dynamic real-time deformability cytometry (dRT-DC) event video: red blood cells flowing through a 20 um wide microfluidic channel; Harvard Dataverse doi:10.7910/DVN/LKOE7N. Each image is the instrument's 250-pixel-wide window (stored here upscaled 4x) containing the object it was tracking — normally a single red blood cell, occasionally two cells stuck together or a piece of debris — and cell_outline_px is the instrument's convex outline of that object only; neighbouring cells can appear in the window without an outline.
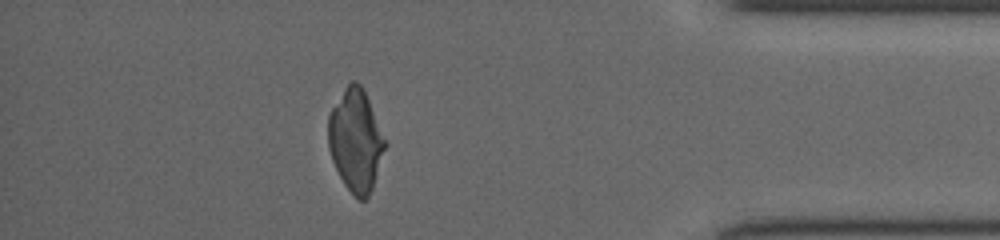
{"species": "common noctule bat (a hibernating species)", "species_latin": "Nyctalus noctula", "temperature_condition": "cold", "stored_images_in_passage": 33, "camera_frame_rate_fps": 3000, "um_per_image_px": 0.085, "animal": {"sex": "female", "body_mass_g": 19.5, "forearm_length_mm": 54.1}, "frame": {"image": 1, "passage_image": 28, "time_ms": 9.0, "image_size_px": [1000, 240], "cell_outline_px": [[388, 144], [372, 188], [368, 196], [364, 200], [360, 200], [344, 184], [332, 160], [328, 148], [328, 116], [332, 108], [344, 88], [352, 80], [356, 80], [364, 88]], "centroid_in_image_um": [30.25, 11.9], "position_along_channel_um": 404.9, "area_um2": 33.93}}